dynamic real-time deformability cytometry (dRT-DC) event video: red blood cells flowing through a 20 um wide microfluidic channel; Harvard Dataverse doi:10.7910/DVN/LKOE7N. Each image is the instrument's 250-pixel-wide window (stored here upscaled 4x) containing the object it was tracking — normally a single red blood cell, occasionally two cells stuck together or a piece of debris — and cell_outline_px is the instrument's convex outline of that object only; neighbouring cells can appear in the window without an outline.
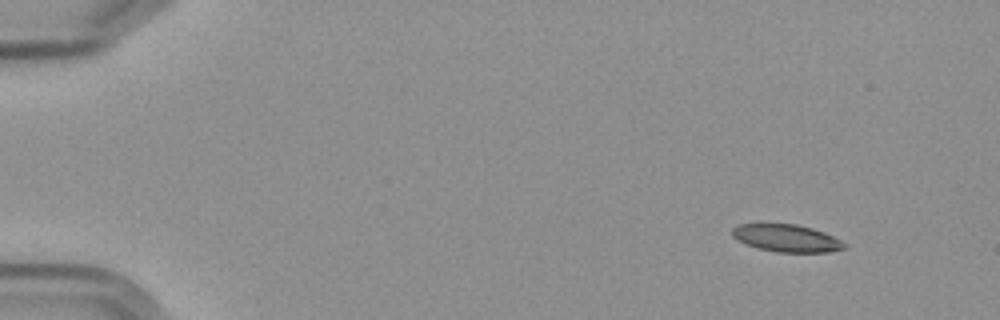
{"species": "Egyptian fruit bat (a non-hibernating species)", "species_latin": "Rousettus aegyptiacus", "temperature_condition": "cold", "stored_images_in_passage": 7, "camera_frame_rate_fps": 3000, "um_per_image_px": 0.085, "frame": {"image": 1, "passage_image": 1, "time_ms": 0.0, "image_size_px": [1000, 320], "cell_outline_px": [[848, 248], [828, 252], [776, 252], [756, 248], [732, 236], [732, 228], [736, 224], [796, 224], [812, 228], [824, 232], [848, 244]], "centroid_in_image_um": [66.89, 20.25], "position_along_channel_um": 18.1, "area_um2": 17.92}}
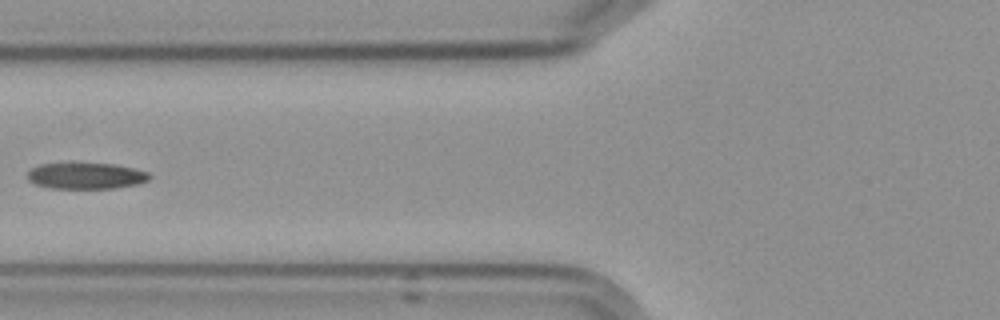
{"frame": {"image": 2, "passage_image": 6, "time_ms": 6.0, "image_size_px": [1000, 320], "cell_outline_px": [[152, 176], [148, 180], [140, 184], [112, 188], [48, 188], [36, 184], [28, 180], [28, 172], [32, 168], [40, 164], [112, 164], [132, 168], [148, 172]], "centroid_in_image_um": [7.33, 14.96], "position_along_channel_um": 118.5, "area_um2": 18.38}}
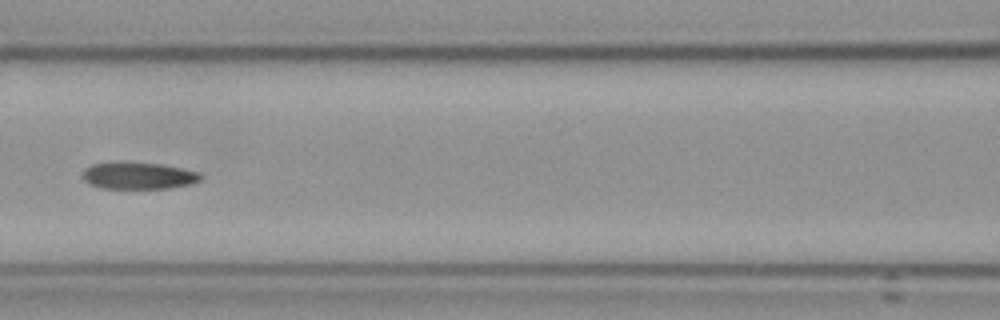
{"frame": {"image": 3, "passage_image": 7, "time_ms": 7.0, "image_size_px": [1000, 320], "cell_outline_px": [[200, 180], [188, 184], [168, 188], [100, 188], [88, 184], [80, 176], [84, 168], [92, 164], [160, 164], [200, 172]], "centroid_in_image_um": [11.71, 14.96], "position_along_channel_um": 154.9, "area_um2": 17.86}}